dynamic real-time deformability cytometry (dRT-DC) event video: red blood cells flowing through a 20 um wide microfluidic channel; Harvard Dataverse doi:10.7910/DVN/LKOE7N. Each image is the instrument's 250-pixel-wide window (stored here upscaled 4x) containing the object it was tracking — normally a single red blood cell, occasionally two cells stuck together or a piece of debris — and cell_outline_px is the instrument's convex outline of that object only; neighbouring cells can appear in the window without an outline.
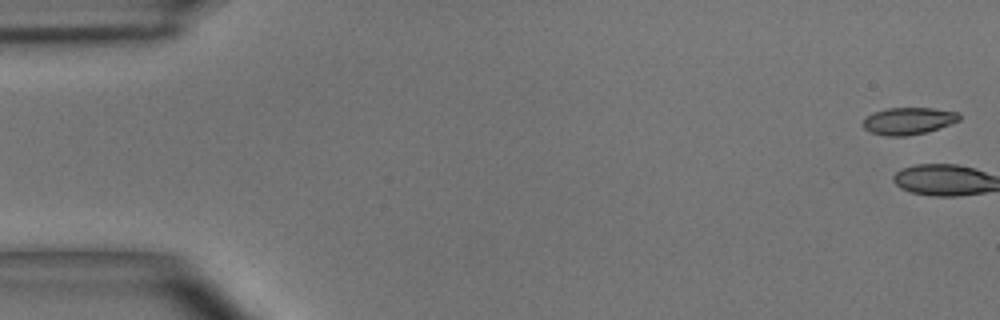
{"species": "common noctule bat (a hibernating species)", "species_latin": "Nyctalus noctula", "temperature_condition": "room temperature", "stored_images_in_passage": 2, "camera_frame_rate_fps": 3000, "um_per_image_px": 0.085, "animal": {"sex": "male", "body_mass_g": 15.6}, "frame": {"image": 1, "passage_image": 1, "time_ms": 0.0, "image_size_px": [1000, 320], "cell_outline_px": [[960, 120], [928, 132], [904, 136], [884, 136], [872, 132], [864, 128], [860, 124], [872, 112], [888, 108], [932, 108], [956, 112], [960, 116]], "centroid_in_image_um": [77.18, 10.28], "position_along_channel_um": 7.8, "area_um2": 15.14}}